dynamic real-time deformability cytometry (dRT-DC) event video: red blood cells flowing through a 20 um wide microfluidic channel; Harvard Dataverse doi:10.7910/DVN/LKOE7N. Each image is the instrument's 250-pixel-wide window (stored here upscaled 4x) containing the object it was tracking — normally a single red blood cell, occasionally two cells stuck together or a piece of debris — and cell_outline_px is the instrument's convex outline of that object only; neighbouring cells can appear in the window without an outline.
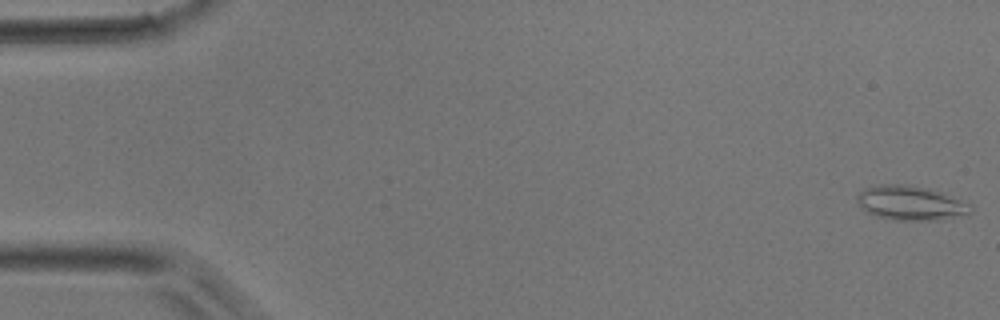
{"species": "common noctule bat (a hibernating species)", "species_latin": "Nyctalus noctula", "temperature_condition": "room temperature", "stored_images_in_passage": 6, "camera_frame_rate_fps": 3000, "um_per_image_px": 0.085, "animal": {"sex": "male", "body_mass_g": 17.9}, "frame": {"image": 1, "passage_image": 1, "time_ms": 0.0, "image_size_px": [1000, 320], "cell_outline_px": [[972, 212], [968, 216], [940, 220], [892, 220], [872, 216], [856, 200], [856, 196], [864, 188], [880, 184], [904, 184], [928, 188], [940, 192], [972, 204]], "centroid_in_image_um": [77.45, 17.27], "position_along_channel_um": 7.6, "area_um2": 23.12}}